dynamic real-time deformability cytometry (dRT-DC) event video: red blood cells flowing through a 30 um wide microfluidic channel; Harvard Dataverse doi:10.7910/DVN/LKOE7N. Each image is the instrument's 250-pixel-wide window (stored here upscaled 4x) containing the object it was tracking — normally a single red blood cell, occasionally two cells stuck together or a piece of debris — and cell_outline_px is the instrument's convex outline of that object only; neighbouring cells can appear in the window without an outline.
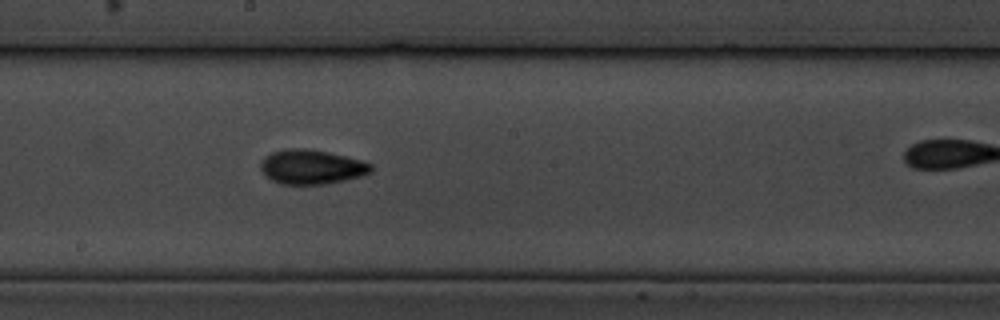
{"species": "common noctule bat (a hibernating species)", "species_latin": "Nyctalus noctula", "temperature_condition": "cold", "stored_images_in_passage": 8, "segment_of_instrument_passage": [1, 2], "camera_frame_rate_fps": 3000, "um_per_image_px": 0.085, "animal": {"sex": "male", "body_mass_g": 19.5, "forearm_length_mm": 54.6}, "frame": {"image": 1, "passage_image": 7, "time_ms": 7.667, "image_size_px": [1000, 320], "cell_outline_px": [[372, 172], [360, 176], [344, 180], [324, 184], [280, 184], [272, 180], [260, 168], [260, 164], [264, 156], [272, 152], [288, 148], [304, 148], [328, 152], [360, 160], [372, 164]], "centroid_in_image_um": [26.47, 14.18], "position_along_channel_um": 221.7, "area_um2": 21.96}}